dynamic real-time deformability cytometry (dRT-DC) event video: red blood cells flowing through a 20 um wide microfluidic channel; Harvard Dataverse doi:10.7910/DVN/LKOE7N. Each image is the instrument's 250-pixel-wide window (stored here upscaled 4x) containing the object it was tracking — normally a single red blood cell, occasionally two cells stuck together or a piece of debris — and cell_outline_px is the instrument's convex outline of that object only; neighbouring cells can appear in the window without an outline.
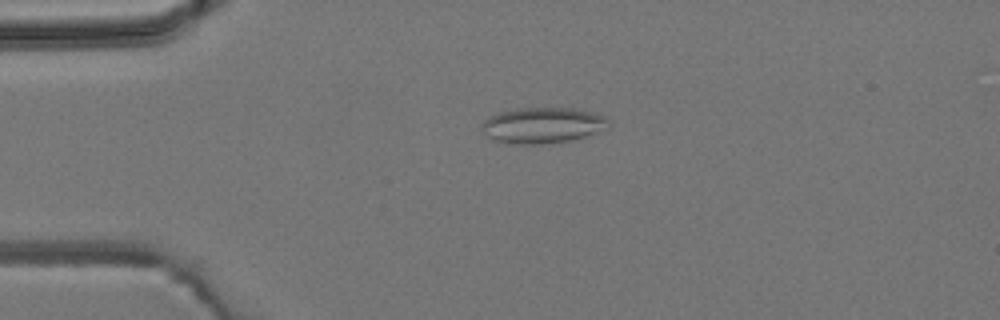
{"species": "common noctule bat (a hibernating species)", "species_latin": "Nyctalus noctula", "temperature_condition": "room temperature", "stored_images_in_passage": 7, "camera_frame_rate_fps": 3000, "um_per_image_px": 0.085, "animal": {"sex": "male", "body_mass_g": 19.2, "forearm_length_mm": 51.8}, "frame": {"image": 1, "passage_image": 4, "time_ms": 3.333, "image_size_px": [1000, 320], "cell_outline_px": [[612, 124], [608, 128], [580, 140], [540, 144], [512, 144], [496, 140], [488, 136], [484, 132], [484, 120], [500, 112], [516, 108], [572, 108], [592, 112], [604, 116]], "centroid_in_image_um": [46.23, 10.66], "position_along_channel_um": 38.8, "area_um2": 26.65}}
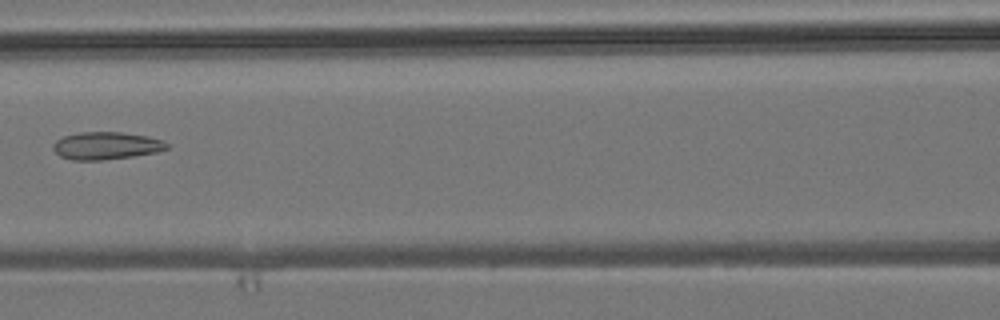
{"frame": {"image": 2, "passage_image": 7, "time_ms": 7.0, "image_size_px": [1000, 320], "cell_outline_px": [[168, 148], [156, 152], [132, 156], [100, 160], [72, 160], [60, 156], [52, 148], [52, 144], [56, 140], [64, 136], [80, 132], [120, 132], [148, 136], [164, 140], [168, 144]], "centroid_in_image_um": [9.02, 12.38], "position_along_channel_um": 157.6, "area_um2": 18.21}}